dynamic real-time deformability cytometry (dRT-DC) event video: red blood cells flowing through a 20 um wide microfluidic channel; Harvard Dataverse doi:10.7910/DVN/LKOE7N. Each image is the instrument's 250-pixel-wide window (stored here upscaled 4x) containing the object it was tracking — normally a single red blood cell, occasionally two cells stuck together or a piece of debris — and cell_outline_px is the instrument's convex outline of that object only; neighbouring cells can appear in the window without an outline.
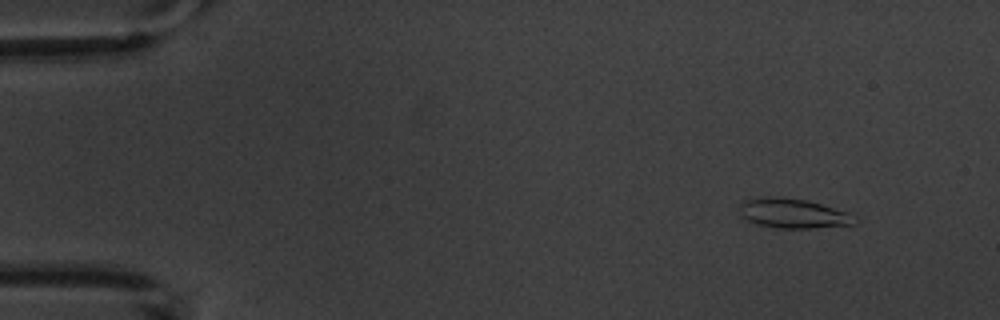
{"species": "common noctule bat (a hibernating species)", "species_latin": "Nyctalus noctula", "temperature_condition": "warm", "stored_images_in_passage": 4, "camera_frame_rate_fps": 3000, "um_per_image_px": 0.085, "animal": {"sex": "male", "body_mass_g": 20.1, "forearm_length_mm": 53.5}, "frame": {"image": 1, "passage_image": 2, "time_ms": 1.0, "image_size_px": [1000, 320], "cell_outline_px": [[860, 220], [852, 224], [812, 228], [776, 228], [756, 224], [748, 220], [744, 216], [740, 208], [740, 204], [744, 200], [764, 196], [780, 196], [804, 200], [820, 204], [848, 212], [856, 216]], "centroid_in_image_um": [67.43, 18.13], "position_along_channel_um": 17.6, "area_um2": 19.83}}